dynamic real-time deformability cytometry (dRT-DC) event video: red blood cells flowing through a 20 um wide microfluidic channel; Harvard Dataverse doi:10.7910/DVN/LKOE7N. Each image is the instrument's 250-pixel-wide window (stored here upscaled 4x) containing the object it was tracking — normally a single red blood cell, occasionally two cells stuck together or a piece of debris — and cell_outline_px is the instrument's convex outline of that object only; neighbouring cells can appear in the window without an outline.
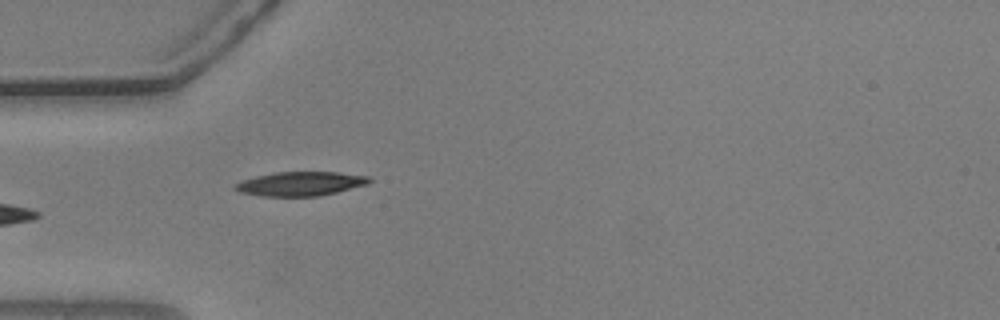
{"species": "common noctule bat (a hibernating species)", "species_latin": "Nyctalus noctula", "temperature_condition": "warm", "stored_images_in_passage": 25, "camera_frame_rate_fps": 3000, "um_per_image_px": 0.085, "animal": {"sex": "male", "body_mass_g": 20.5, "forearm_length_mm": 52.5}, "frame": {"image": 1, "passage_image": 1, "time_ms": 0.0, "image_size_px": [1000, 320], "cell_outline_px": [[372, 180], [368, 184], [320, 196], [260, 196], [240, 192], [232, 188], [240, 180], [256, 176], [276, 172], [340, 172], [372, 176]], "centroid_in_image_um": [25.56, 15.61], "position_along_channel_um": 59.4, "area_um2": 19.02}}
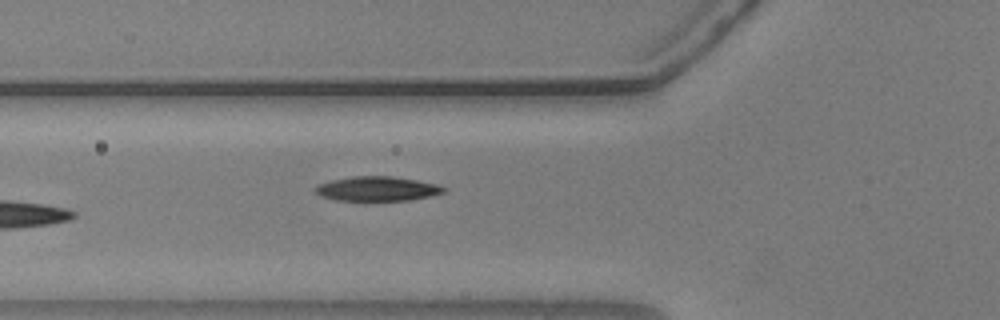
{"frame": {"image": 2, "passage_image": 4, "time_ms": 1.0, "image_size_px": [1000, 320], "cell_outline_px": [[448, 188], [444, 192], [432, 196], [408, 200], [336, 200], [320, 196], [312, 188], [316, 184], [332, 180], [352, 176], [392, 176], [440, 184]], "centroid_in_image_um": [32.07, 16.03], "position_along_channel_um": 93.7, "area_um2": 18.5}}
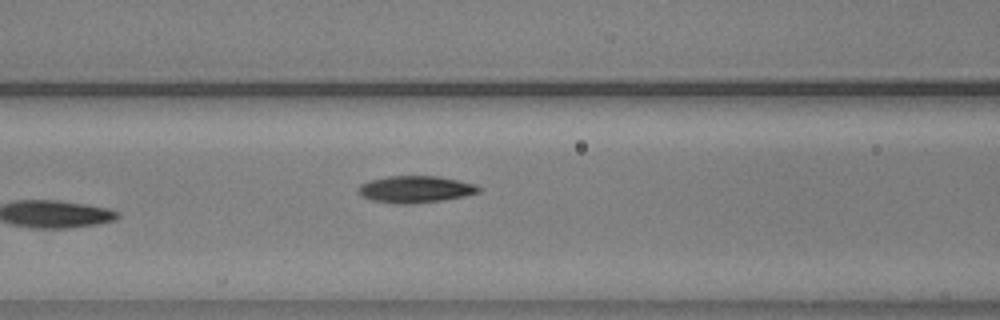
{"frame": {"image": 3, "passage_image": 7, "time_ms": 2.0, "image_size_px": [1000, 320], "cell_outline_px": [[480, 192], [464, 196], [440, 200], [408, 204], [396, 204], [372, 200], [360, 196], [356, 188], [360, 184], [372, 180], [388, 176], [436, 176], [476, 184], [480, 188]], "centroid_in_image_um": [35.26, 16.09], "position_along_channel_um": 131.3, "area_um2": 18.73}}